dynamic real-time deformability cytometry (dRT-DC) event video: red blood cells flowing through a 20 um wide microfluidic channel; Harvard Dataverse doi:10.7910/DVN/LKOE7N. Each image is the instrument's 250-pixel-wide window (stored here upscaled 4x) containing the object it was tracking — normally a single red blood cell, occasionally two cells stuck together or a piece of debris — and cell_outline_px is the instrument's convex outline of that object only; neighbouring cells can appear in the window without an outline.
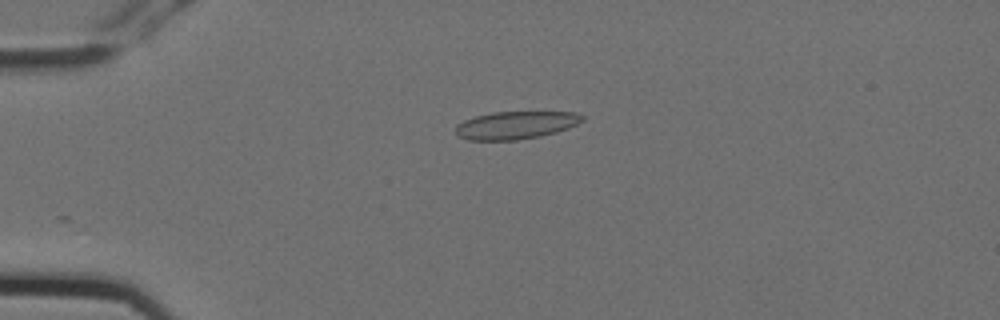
{"species": "Egyptian fruit bat (a non-hibernating species)", "species_latin": "Rousettus aegyptiacus", "temperature_condition": "cold", "stored_images_in_passage": 4, "camera_frame_rate_fps": 3000, "um_per_image_px": 0.085, "animal": {"sex": "female"}, "frame": {"image": 1, "passage_image": 3, "time_ms": 0.667, "image_size_px": [1000, 320], "cell_outline_px": [[584, 120], [568, 128], [556, 132], [540, 136], [516, 140], [468, 140], [460, 136], [456, 132], [456, 124], [464, 120], [476, 116], [492, 112], [576, 112], [584, 116]], "centroid_in_image_um": [43.84, 10.63], "position_along_channel_um": 41.2, "area_um2": 20.4}}